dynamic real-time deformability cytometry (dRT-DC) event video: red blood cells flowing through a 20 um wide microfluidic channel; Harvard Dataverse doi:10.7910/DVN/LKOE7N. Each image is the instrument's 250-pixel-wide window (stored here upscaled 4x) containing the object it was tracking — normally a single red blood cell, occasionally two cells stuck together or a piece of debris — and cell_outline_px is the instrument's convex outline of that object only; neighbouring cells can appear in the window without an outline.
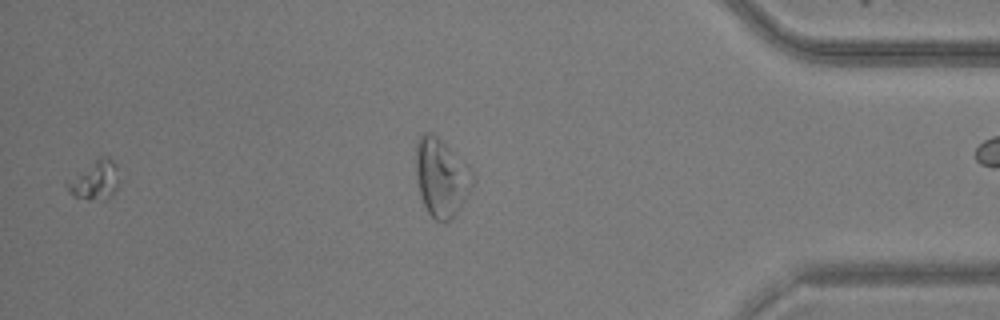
{"species": "common noctule bat (a hibernating species)", "species_latin": "Nyctalus noctula", "temperature_condition": "warm", "stored_images_in_passage": 42, "segment_of_instrument_passage": [2, 2], "camera_frame_rate_fps": 3000, "um_per_image_px": 0.085, "animal": {"sex": "male", "body_mass_g": 20.5, "forearm_length_mm": 52.5}, "frame": {"image": 1, "passage_image": 40, "time_ms": 13.0, "image_size_px": [1000, 320], "cell_outline_px": [[116, 188], [104, 200], [88, 200], [72, 196], [68, 192], [64, 184], [100, 156], [108, 156], [116, 164]], "centroid_in_image_um": [8.02, 15.34], "position_along_channel_um": 427.2, "area_um2": 11.39}}